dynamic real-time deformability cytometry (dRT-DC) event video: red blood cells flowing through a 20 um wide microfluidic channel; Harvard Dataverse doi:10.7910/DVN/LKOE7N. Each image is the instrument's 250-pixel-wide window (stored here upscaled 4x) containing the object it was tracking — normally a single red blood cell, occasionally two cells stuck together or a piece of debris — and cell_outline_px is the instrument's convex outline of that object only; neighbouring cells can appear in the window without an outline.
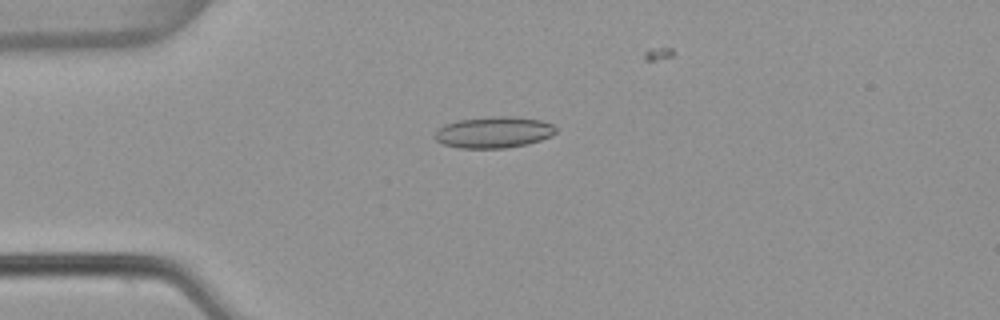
{"species": "common noctule bat (a hibernating species)", "species_latin": "Nyctalus noctula", "temperature_condition": "warm", "stored_images_in_passage": 43, "camera_frame_rate_fps": 3000, "um_per_image_px": 0.085, "animal": {"sex": "female", "body_mass_g": 22.7, "forearm_length_mm": 54.2}, "frame": {"image": 1, "passage_image": 14, "time_ms": 4.333, "image_size_px": [1000, 320], "cell_outline_px": [[556, 132], [552, 136], [528, 144], [508, 148], [460, 148], [444, 144], [436, 140], [432, 136], [444, 124], [456, 120], [496, 116], [512, 116], [540, 120], [552, 124], [556, 128]], "centroid_in_image_um": [41.97, 11.24], "position_along_channel_um": 43.0, "area_um2": 22.2}}
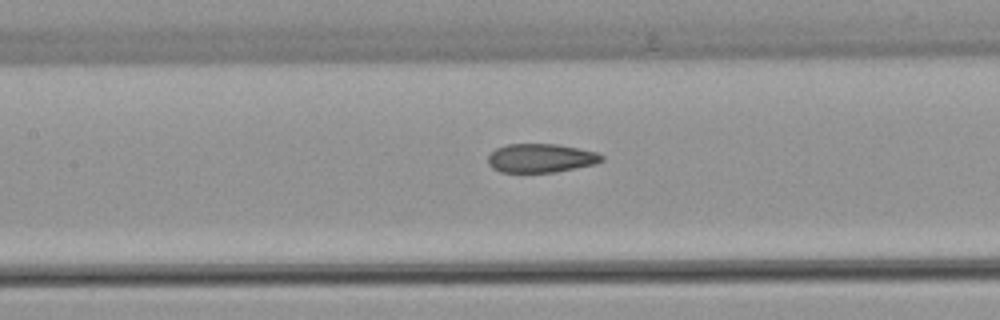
{"frame": {"image": 2, "passage_image": 25, "time_ms": 8.0, "image_size_px": [1000, 320], "cell_outline_px": [[604, 160], [596, 164], [556, 172], [500, 172], [492, 168], [488, 164], [488, 156], [496, 148], [508, 144], [556, 144], [596, 152], [604, 156]], "centroid_in_image_um": [45.97, 13.44], "position_along_channel_um": 161.4, "area_um2": 19.07}}
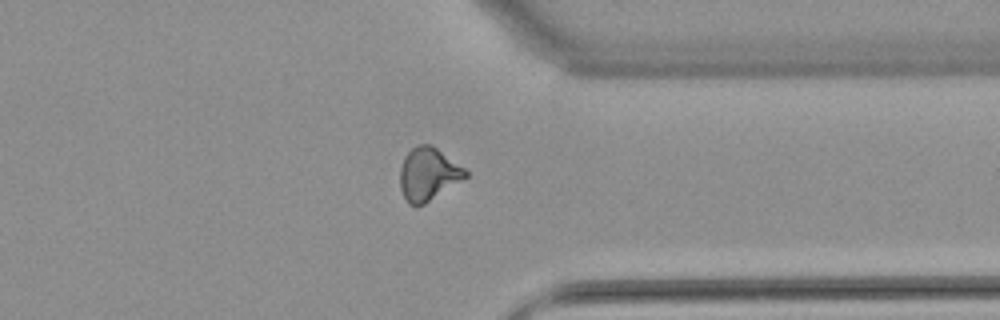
{"frame": {"image": 3, "passage_image": 42, "time_ms": 13.667, "image_size_px": [1000, 320], "cell_outline_px": [[468, 176], [424, 204], [416, 208], [408, 204], [400, 188], [400, 168], [404, 156], [416, 144], [428, 144], [436, 148], [464, 168], [468, 172]], "centroid_in_image_um": [36.36, 14.82], "position_along_channel_um": 375.0, "area_um2": 20.06}}